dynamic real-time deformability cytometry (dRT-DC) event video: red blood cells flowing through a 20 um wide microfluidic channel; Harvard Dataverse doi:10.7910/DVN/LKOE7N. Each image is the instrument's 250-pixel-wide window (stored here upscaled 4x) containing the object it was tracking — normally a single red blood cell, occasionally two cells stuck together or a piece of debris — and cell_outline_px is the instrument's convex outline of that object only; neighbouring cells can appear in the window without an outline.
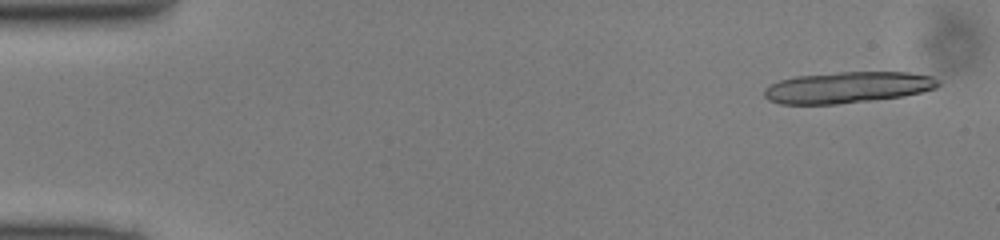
{"species": "common noctule bat (a hibernating species)", "species_latin": "Nyctalus noctula", "temperature_condition": "cold", "stored_images_in_passage": 15, "camera_frame_rate_fps": 3000, "um_per_image_px": 0.085, "animal": {"sex": "male", "body_mass_g": 13.0, "forearm_length_mm": 53.1}, "frame": {"image": 1, "passage_image": 2, "time_ms": 0.333, "image_size_px": [1000, 240], "cell_outline_px": [[940, 84], [936, 88], [904, 96], [872, 100], [836, 104], [780, 104], [768, 100], [764, 96], [764, 88], [780, 80], [796, 76], [840, 72], [908, 72], [932, 76], [940, 80]], "centroid_in_image_um": [72.05, 7.43], "position_along_channel_um": 12.9, "area_um2": 31.73}}